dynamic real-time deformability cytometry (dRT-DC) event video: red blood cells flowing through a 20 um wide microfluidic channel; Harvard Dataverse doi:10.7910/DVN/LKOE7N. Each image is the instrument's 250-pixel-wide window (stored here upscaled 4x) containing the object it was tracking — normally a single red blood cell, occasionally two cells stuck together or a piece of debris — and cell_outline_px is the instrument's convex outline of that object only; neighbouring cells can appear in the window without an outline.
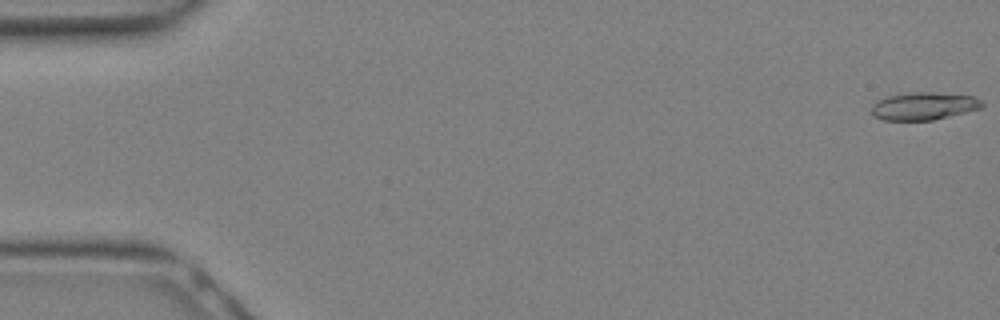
{"species": "Egyptian fruit bat (a non-hibernating species)", "species_latin": "Rousettus aegyptiacus", "temperature_condition": "warm", "stored_images_in_passage": 30, "camera_frame_rate_fps": 3000, "um_per_image_px": 0.085, "animal": {"sex": "female"}, "frame": {"image": 1, "passage_image": 1, "time_ms": 0.0, "image_size_px": [1000, 320], "cell_outline_px": [[984, 108], [932, 120], [884, 120], [872, 116], [872, 104], [876, 100], [884, 96], [912, 92], [932, 92], [972, 96], [980, 100], [984, 104]], "centroid_in_image_um": [78.49, 9.01], "position_along_channel_um": 6.5, "area_um2": 17.98}}
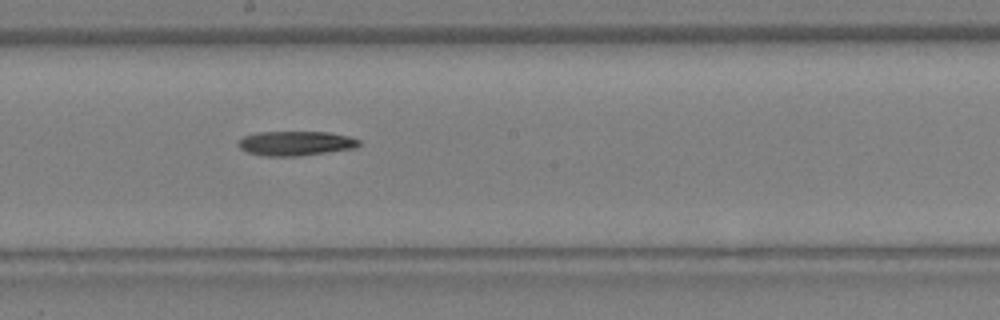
{"frame": {"image": 2, "passage_image": 17, "time_ms": 5.333, "image_size_px": [1000, 320], "cell_outline_px": [[360, 144], [356, 148], [296, 156], [264, 156], [248, 152], [240, 148], [236, 144], [244, 136], [256, 132], [328, 132], [348, 136], [360, 140]], "centroid_in_image_um": [25.12, 12.18], "position_along_channel_um": 223.1, "area_um2": 17.17}}
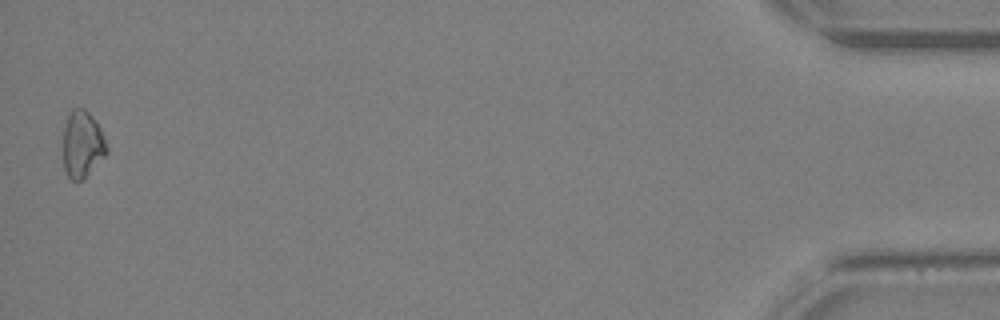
{"frame": {"image": 3, "passage_image": 30, "time_ms": 9.667, "image_size_px": [1000, 320], "cell_outline_px": [[108, 152], [84, 180], [72, 180], [68, 176], [64, 168], [64, 128], [68, 112], [72, 108], [84, 108], [92, 116], [100, 128], [104, 136], [108, 148]], "centroid_in_image_um": [7.01, 12.26], "position_along_channel_um": 428.2, "area_um2": 17.05}}